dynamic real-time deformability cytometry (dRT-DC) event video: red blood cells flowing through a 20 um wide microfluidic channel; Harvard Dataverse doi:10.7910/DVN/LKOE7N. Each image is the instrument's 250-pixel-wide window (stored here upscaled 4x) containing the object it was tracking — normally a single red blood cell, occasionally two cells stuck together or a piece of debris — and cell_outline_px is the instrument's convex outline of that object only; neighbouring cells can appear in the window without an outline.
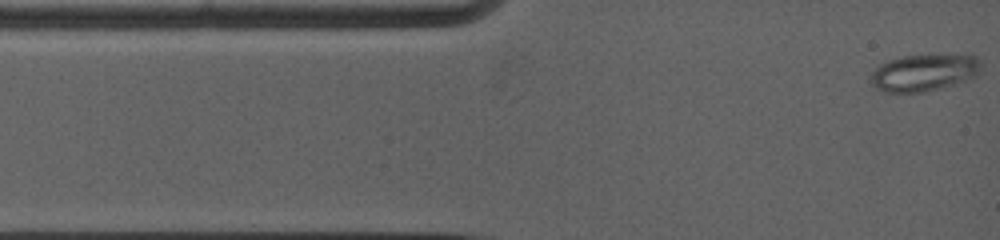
{"species": "common noctule bat (a hibernating species)", "species_latin": "Nyctalus noctula", "temperature_condition": "warm", "stored_images_in_passage": 72, "camera_frame_rate_fps": 5000, "um_per_image_px": 0.085, "animal": {"sex": "female", "body_mass_g": 19.0, "forearm_length_mm": 53.3}, "frame": {"image": 1, "passage_image": 1, "time_ms": 0.0, "image_size_px": [1000, 240], "cell_outline_px": [[980, 68], [976, 76], [940, 88], [924, 92], [884, 92], [876, 88], [872, 84], [872, 72], [880, 64], [888, 60], [904, 56], [968, 52], [976, 56], [980, 60]], "centroid_in_image_um": [78.6, 6.12], "position_along_channel_um": 6.4, "area_um2": 24.1}}
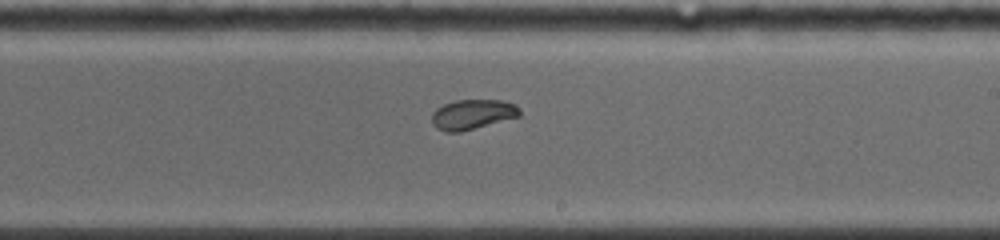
{"frame": {"image": 2, "passage_image": 39, "time_ms": 7.6, "image_size_px": [1000, 240], "cell_outline_px": [[520, 116], [460, 132], [444, 132], [436, 128], [432, 124], [432, 112], [436, 108], [444, 104], [456, 100], [504, 100], [516, 104], [520, 108]], "centroid_in_image_um": [40.15, 9.72], "position_along_channel_um": 248.8, "area_um2": 15.43}}
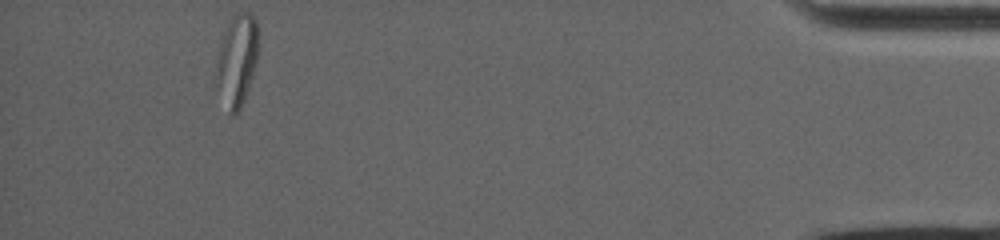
{"frame": {"image": 3, "passage_image": 72, "time_ms": 14.2, "image_size_px": [1000, 240], "cell_outline_px": [[256, 60], [252, 76], [244, 100], [240, 108], [232, 116], [228, 112], [216, 84], [212, 72], [216, 56], [220, 44], [228, 24], [232, 16], [240, 12], [248, 12], [256, 20]], "centroid_in_image_um": [20.07, 5.15], "position_along_channel_um": 415.1, "area_um2": 22.31}, "authors_computed_cell_mechanics": {"area_um2": 17.7157, "velocity_mm_per_s": 3.845, "shape_relaxation_time_tau1_ms": 9.5508, "shape_relaxation_time_tau2_ms": 0.6734, "deformation_change_tau1": 0.1236, "deformation_change_tau2": 0.045}}